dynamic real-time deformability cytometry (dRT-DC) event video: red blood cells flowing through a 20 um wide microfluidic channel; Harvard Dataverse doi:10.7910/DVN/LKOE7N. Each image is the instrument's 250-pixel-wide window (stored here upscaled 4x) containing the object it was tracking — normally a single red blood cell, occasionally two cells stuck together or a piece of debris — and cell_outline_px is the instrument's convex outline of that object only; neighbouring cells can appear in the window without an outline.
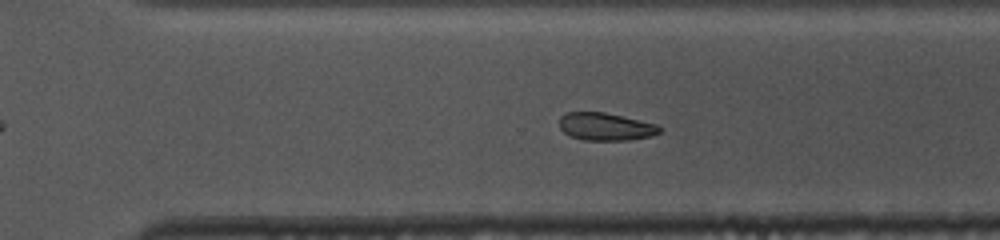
{"species": "common noctule bat (a hibernating species)", "species_latin": "Nyctalus noctula", "temperature_condition": "cold", "stored_images_in_passage": 26, "camera_frame_rate_fps": 3000, "um_per_image_px": 0.085, "animal": {"sex": "female", "body_mass_g": 10.0, "forearm_length_mm": 53.1}, "frame": {"image": 1, "passage_image": 19, "time_ms": 6.0, "image_size_px": [1000, 240], "cell_outline_px": [[664, 128], [660, 132], [652, 136], [628, 140], [584, 140], [572, 136], [564, 132], [560, 128], [560, 116], [568, 112], [604, 112], [656, 124]], "centroid_in_image_um": [51.5, 10.76], "position_along_channel_um": 319.1, "area_um2": 16.07}}